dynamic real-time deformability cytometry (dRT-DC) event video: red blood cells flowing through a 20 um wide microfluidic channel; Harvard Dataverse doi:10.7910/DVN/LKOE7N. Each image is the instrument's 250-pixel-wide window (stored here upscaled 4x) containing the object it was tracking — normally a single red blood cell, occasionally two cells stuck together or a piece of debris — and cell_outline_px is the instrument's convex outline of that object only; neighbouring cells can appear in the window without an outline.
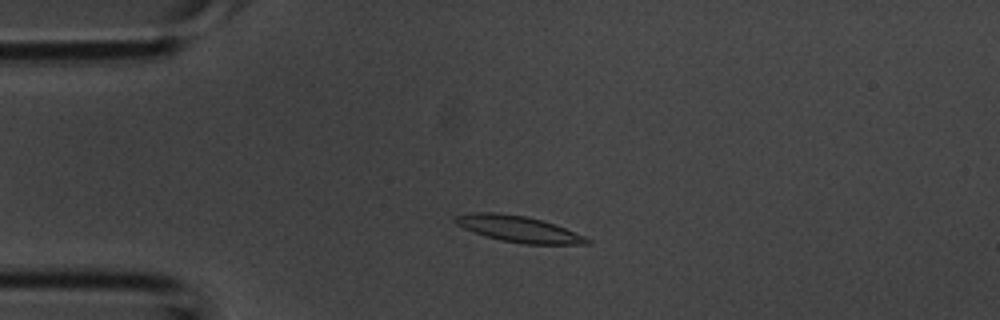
{"species": "common noctule bat (a hibernating species)", "species_latin": "Nyctalus noctula", "temperature_condition": "room temperature", "stored_images_in_passage": 40, "camera_frame_rate_fps": 3000, "um_per_image_px": 0.085, "animal": {"sex": "male", "body_mass_g": 20.1, "forearm_length_mm": 53.5}, "frame": {"image": 1, "passage_image": 7, "time_ms": 2.0, "image_size_px": [1000, 320], "cell_outline_px": [[592, 244], [524, 244], [500, 240], [464, 228], [456, 224], [452, 220], [452, 216], [472, 212], [496, 212], [528, 216], [564, 228], [584, 236], [592, 240]], "centroid_in_image_um": [44.04, 19.45], "position_along_channel_um": 41.0, "area_um2": 20.0}}
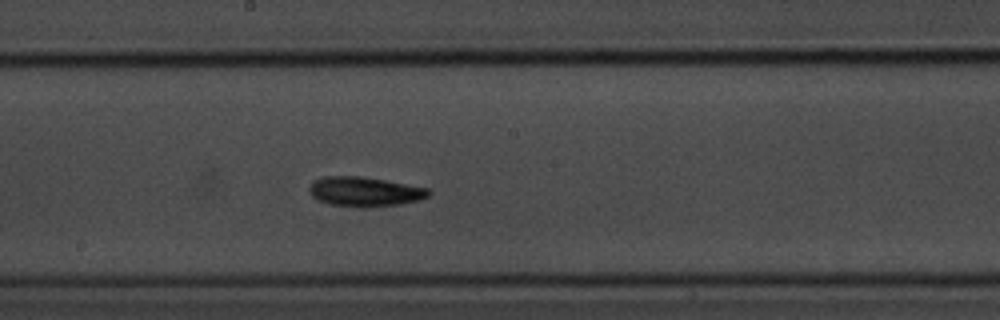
{"frame": {"image": 2, "passage_image": 20, "time_ms": 6.333, "image_size_px": [1000, 320], "cell_outline_px": [[432, 192], [428, 196], [420, 200], [400, 204], [364, 208], [328, 204], [316, 200], [308, 192], [308, 188], [312, 180], [324, 176], [360, 176], [384, 180], [428, 188]], "centroid_in_image_um": [30.95, 16.29], "position_along_channel_um": 217.3, "area_um2": 20.87}}
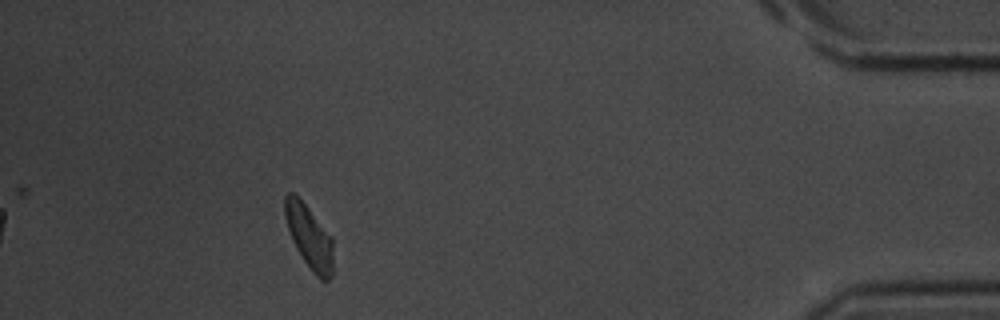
{"frame": {"image": 3, "passage_image": 36, "time_ms": 11.667, "image_size_px": [1000, 320], "cell_outline_px": [[332, 276], [328, 280], [320, 280], [316, 276], [304, 260], [296, 248], [292, 240], [284, 216], [284, 196], [288, 192], [292, 192], [308, 208], [332, 236]], "centroid_in_image_um": [26.28, 20.13], "position_along_channel_um": 408.9, "area_um2": 17.63}}